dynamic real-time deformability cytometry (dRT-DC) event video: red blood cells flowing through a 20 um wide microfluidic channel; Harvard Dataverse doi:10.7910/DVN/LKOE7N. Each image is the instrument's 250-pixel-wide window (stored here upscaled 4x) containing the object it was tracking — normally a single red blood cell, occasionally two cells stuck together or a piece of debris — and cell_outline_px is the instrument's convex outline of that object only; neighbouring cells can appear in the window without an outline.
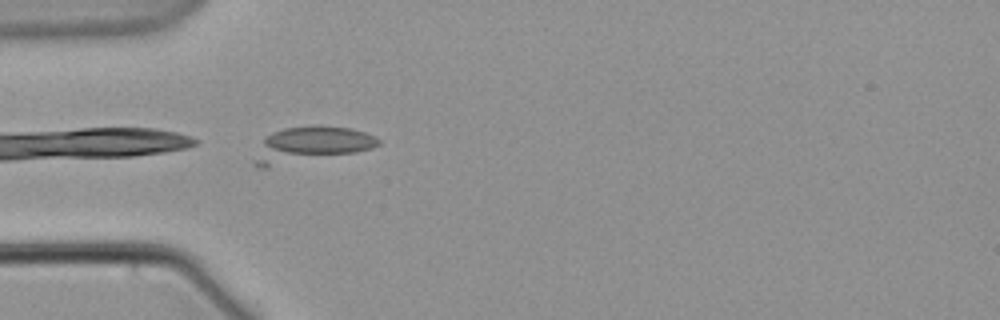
{"species": "common noctule bat (a hibernating species)", "species_latin": "Nyctalus noctula", "temperature_condition": "warm", "stored_images_in_passage": 6, "camera_frame_rate_fps": 3000, "um_per_image_px": 0.085, "animal": {"sex": "male", "body_mass_g": 21.5, "forearm_length_mm": 52.0}, "frame": {"image": 1, "passage_image": 6, "time_ms": 6.333, "image_size_px": [1000, 320], "cell_outline_px": [[380, 144], [372, 148], [356, 152], [268, 168], [256, 168], [252, 164], [252, 160], [264, 140], [272, 132], [284, 128], [352, 128], [376, 136], [380, 140]], "centroid_in_image_um": [26.38, 12.35], "position_along_channel_um": 58.6, "area_um2": 24.97}}